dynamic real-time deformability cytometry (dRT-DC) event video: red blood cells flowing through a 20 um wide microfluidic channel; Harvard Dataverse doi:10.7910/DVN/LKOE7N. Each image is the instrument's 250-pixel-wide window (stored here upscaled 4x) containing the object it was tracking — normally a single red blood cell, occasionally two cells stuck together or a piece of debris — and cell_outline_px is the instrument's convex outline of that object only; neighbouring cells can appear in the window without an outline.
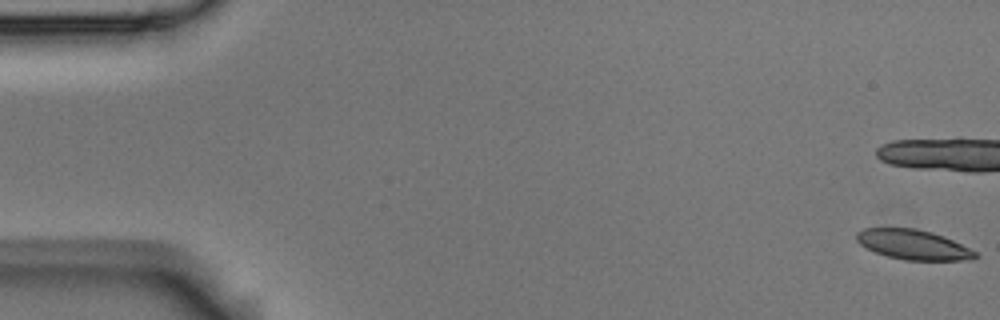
{"species": "Egyptian fruit bat (a non-hibernating species)", "species_latin": "Rousettus aegyptiacus", "temperature_condition": "room temperature", "stored_images_in_passage": 17, "camera_frame_rate_fps": 3000, "um_per_image_px": 0.085, "animal": {"sex": "male"}, "frame": {"image": 1, "passage_image": 1, "time_ms": 0.0, "image_size_px": [1000, 320], "cell_outline_px": [[980, 256], [972, 260], [904, 260], [888, 256], [876, 252], [860, 244], [856, 240], [856, 232], [864, 228], [916, 228], [932, 232], [944, 236], [976, 252]], "centroid_in_image_um": [77.63, 20.79], "position_along_channel_um": 7.4, "area_um2": 20.58}}